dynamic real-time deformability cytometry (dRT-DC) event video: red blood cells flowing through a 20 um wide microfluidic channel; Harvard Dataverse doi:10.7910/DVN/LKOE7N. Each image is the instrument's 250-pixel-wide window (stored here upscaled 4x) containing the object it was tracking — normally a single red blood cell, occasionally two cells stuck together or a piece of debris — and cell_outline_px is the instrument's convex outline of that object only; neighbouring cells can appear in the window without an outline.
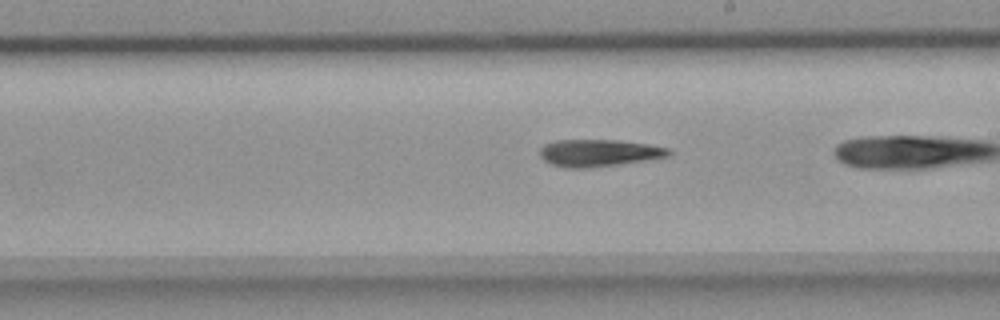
{"species": "common noctule bat (a hibernating species)", "species_latin": "Nyctalus noctula", "temperature_condition": "room temperature", "stored_images_in_passage": 15, "camera_frame_rate_fps": 3000, "um_per_image_px": 0.085, "animal": {"sex": "female", "body_mass_g": 18.4}, "frame": {"image": 1, "passage_image": 13, "time_ms": 4.0, "image_size_px": [1000, 320], "cell_outline_px": [[672, 156], [620, 164], [588, 168], [568, 168], [552, 164], [544, 160], [540, 156], [540, 148], [544, 144], [556, 140], [620, 140], [648, 144], [668, 148], [672, 152]], "centroid_in_image_um": [50.92, 12.99], "position_along_channel_um": 238.1, "area_um2": 20.46}}